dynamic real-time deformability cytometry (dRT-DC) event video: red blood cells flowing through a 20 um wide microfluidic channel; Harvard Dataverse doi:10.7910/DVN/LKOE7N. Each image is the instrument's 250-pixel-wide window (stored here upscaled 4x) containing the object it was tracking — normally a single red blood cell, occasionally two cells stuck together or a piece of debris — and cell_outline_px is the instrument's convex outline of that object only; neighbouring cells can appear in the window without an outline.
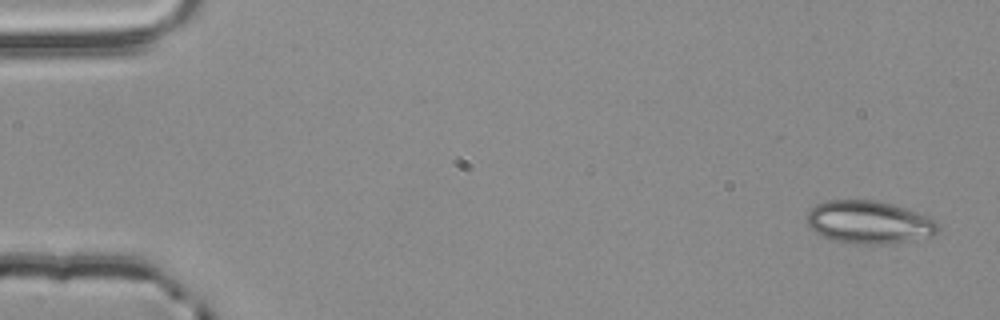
{"species": "common noctule bat (a hibernating species)", "species_latin": "Nyctalus noctula", "temperature_condition": "room temperature", "stored_images_in_passage": 4, "camera_frame_rate_fps": 3000, "um_per_image_px": 0.085, "animal": {"sex": "male", "body_mass_g": 20.4}, "frame": {"image": 1, "passage_image": 1, "time_ms": 0.0, "image_size_px": [1000, 320], "cell_outline_px": [[940, 232], [932, 236], [908, 240], [880, 244], [856, 244], [836, 240], [824, 236], [816, 232], [808, 224], [804, 216], [816, 204], [824, 200], [876, 200], [892, 204], [928, 216], [936, 220], [940, 224]], "centroid_in_image_um": [73.88, 18.87], "position_along_channel_um": 11.1, "area_um2": 32.71}}